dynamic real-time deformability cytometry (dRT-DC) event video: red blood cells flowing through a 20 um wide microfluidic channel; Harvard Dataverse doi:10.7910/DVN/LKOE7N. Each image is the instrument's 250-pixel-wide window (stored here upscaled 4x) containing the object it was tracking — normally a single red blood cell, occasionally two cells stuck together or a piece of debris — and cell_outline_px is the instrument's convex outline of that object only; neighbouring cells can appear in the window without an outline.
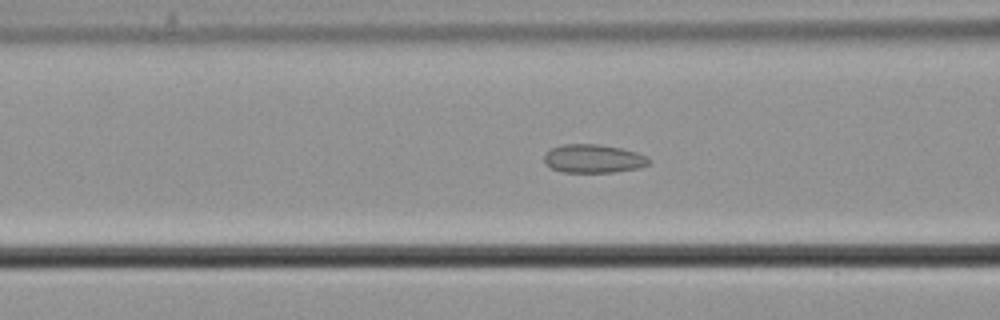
{"species": "common noctule bat (a hibernating species)", "species_latin": "Nyctalus noctula", "temperature_condition": "cold", "stored_images_in_passage": 42, "camera_frame_rate_fps": 3000, "um_per_image_px": 0.085, "animal": {"sex": "male", "body_mass_g": 21.5, "forearm_length_mm": 52.0}, "frame": {"image": 1, "passage_image": 21, "time_ms": 6.667, "image_size_px": [1000, 320], "cell_outline_px": [[652, 160], [648, 164], [640, 168], [612, 172], [564, 172], [552, 168], [544, 164], [544, 156], [552, 148], [564, 144], [600, 144], [620, 148], [636, 152], [648, 156]], "centroid_in_image_um": [50.47, 13.48], "position_along_channel_um": 116.1, "area_um2": 17.4}}
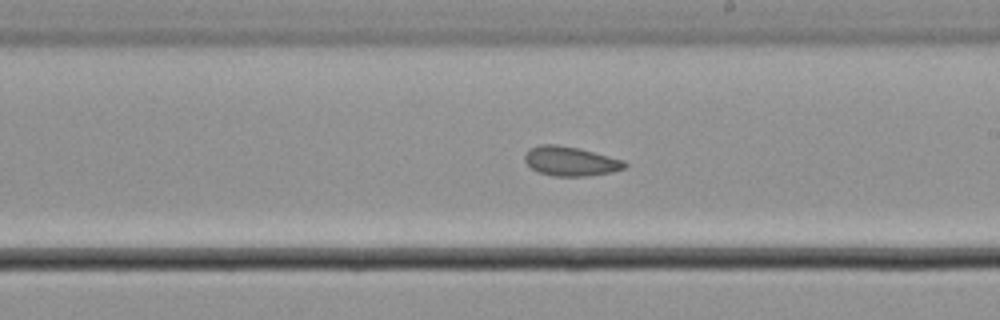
{"frame": {"image": 2, "passage_image": 31, "time_ms": 10.0, "image_size_px": [1000, 320], "cell_outline_px": [[628, 164], [624, 168], [612, 172], [588, 176], [552, 176], [540, 172], [532, 168], [524, 160], [524, 156], [528, 148], [540, 144], [556, 144], [580, 148], [624, 160]], "centroid_in_image_um": [48.49, 13.69], "position_along_channel_um": 240.5, "area_um2": 17.22}}
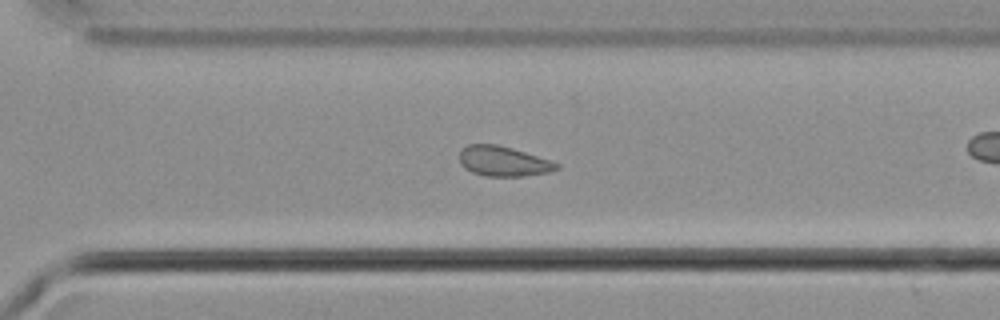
{"frame": {"image": 3, "passage_image": 38, "time_ms": 12.333, "image_size_px": [1000, 320], "cell_outline_px": [[560, 168], [548, 172], [520, 176], [484, 176], [472, 172], [464, 168], [460, 164], [460, 148], [468, 144], [496, 144], [512, 148], [552, 160], [560, 164]], "centroid_in_image_um": [42.77, 13.7], "position_along_channel_um": 327.8, "area_um2": 17.11}}